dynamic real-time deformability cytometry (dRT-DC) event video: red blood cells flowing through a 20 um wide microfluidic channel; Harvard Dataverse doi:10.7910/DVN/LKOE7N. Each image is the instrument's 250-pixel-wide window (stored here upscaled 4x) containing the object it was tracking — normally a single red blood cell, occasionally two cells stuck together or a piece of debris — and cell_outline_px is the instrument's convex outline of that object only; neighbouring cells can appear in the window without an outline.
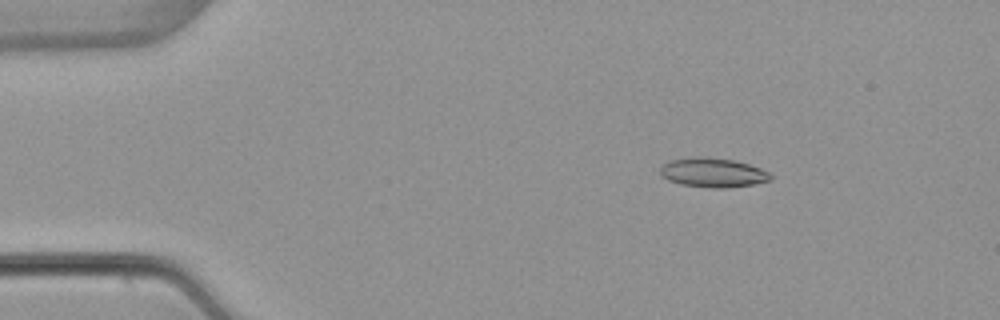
{"species": "common noctule bat (a hibernating species)", "species_latin": "Nyctalus noctula", "temperature_condition": "warm", "stored_images_in_passage": 6, "camera_frame_rate_fps": 3000, "um_per_image_px": 0.085, "animal": {"sex": "female", "body_mass_g": 22.7, "forearm_length_mm": 54.2}, "frame": {"image": 1, "passage_image": 3, "time_ms": 2.333, "image_size_px": [1000, 320], "cell_outline_px": [[772, 180], [752, 184], [724, 188], [712, 188], [680, 184], [668, 180], [660, 176], [660, 168], [668, 160], [696, 156], [700, 156], [732, 160], [748, 164], [760, 168], [768, 172], [772, 176]], "centroid_in_image_um": [60.55, 14.67], "position_along_channel_um": 24.4, "area_um2": 18.84}}
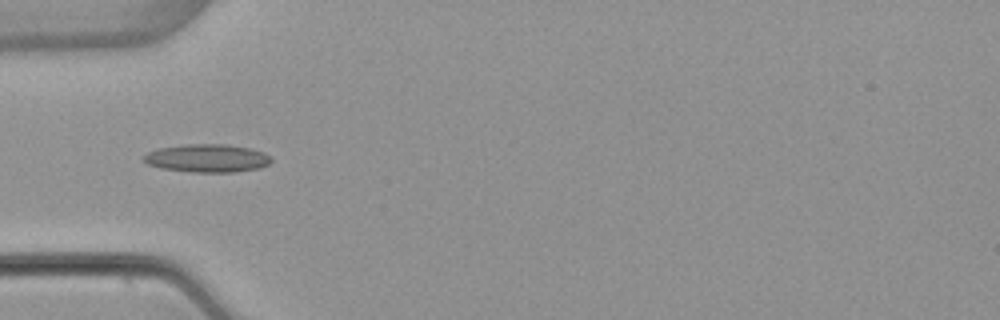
{"frame": {"image": 2, "passage_image": 5, "time_ms": 5.333, "image_size_px": [1000, 320], "cell_outline_px": [[272, 160], [268, 164], [260, 168], [232, 172], [192, 172], [160, 168], [148, 164], [144, 160], [144, 156], [148, 152], [160, 148], [184, 144], [228, 144], [252, 148], [264, 152]], "centroid_in_image_um": [17.63, 13.44], "position_along_channel_um": 67.4, "area_um2": 20.87}}
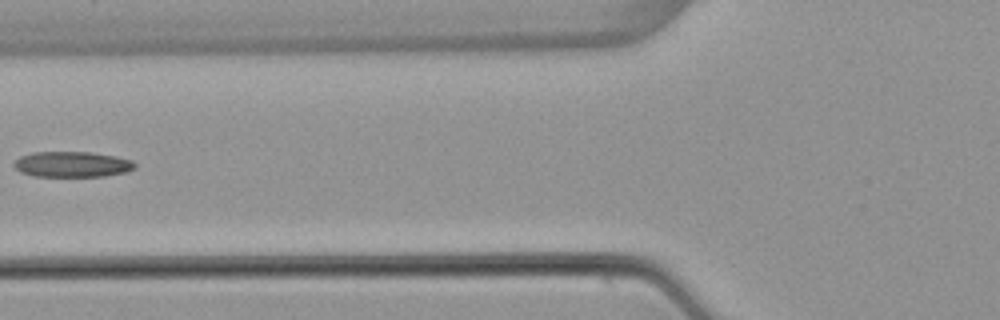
{"frame": {"image": 3, "passage_image": 6, "time_ms": 6.667, "image_size_px": [1000, 320], "cell_outline_px": [[136, 168], [128, 172], [104, 176], [32, 176], [20, 172], [12, 164], [20, 156], [32, 152], [92, 152], [116, 156], [132, 160], [136, 164]], "centroid_in_image_um": [6.15, 13.96], "position_along_channel_um": 119.6, "area_um2": 18.21}}